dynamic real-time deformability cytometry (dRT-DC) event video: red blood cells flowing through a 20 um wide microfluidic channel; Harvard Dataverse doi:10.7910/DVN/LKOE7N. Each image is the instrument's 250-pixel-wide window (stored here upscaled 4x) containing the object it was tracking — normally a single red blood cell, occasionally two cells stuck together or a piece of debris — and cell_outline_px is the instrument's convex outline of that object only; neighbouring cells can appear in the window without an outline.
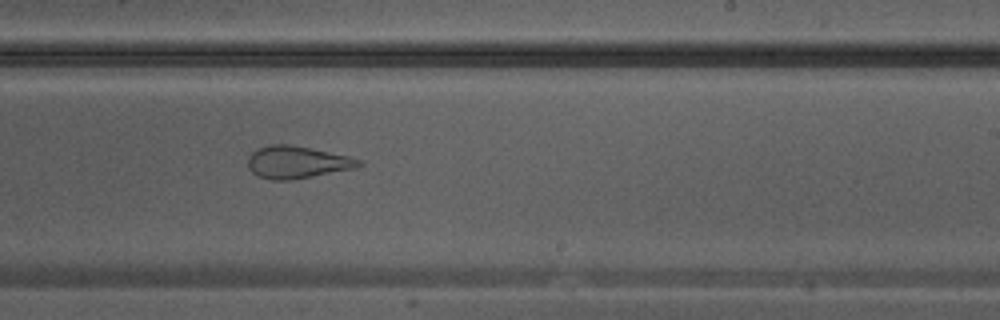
{"species": "Egyptian fruit bat (a non-hibernating species)", "species_latin": "Rousettus aegyptiacus", "temperature_condition": "warm", "stored_images_in_passage": 22, "camera_frame_rate_fps": 3000, "um_per_image_px": 0.085, "animal": {"sex": "male"}, "frame": {"image": 1, "passage_image": 10, "time_ms": 3.0, "image_size_px": [1000, 320], "cell_outline_px": [[364, 164], [352, 168], [292, 180], [272, 180], [260, 176], [252, 172], [248, 168], [248, 156], [256, 148], [268, 144], [288, 144], [312, 148], [348, 156], [364, 160]], "centroid_in_image_um": [25.22, 13.77], "position_along_channel_um": 263.8, "area_um2": 20.87}}